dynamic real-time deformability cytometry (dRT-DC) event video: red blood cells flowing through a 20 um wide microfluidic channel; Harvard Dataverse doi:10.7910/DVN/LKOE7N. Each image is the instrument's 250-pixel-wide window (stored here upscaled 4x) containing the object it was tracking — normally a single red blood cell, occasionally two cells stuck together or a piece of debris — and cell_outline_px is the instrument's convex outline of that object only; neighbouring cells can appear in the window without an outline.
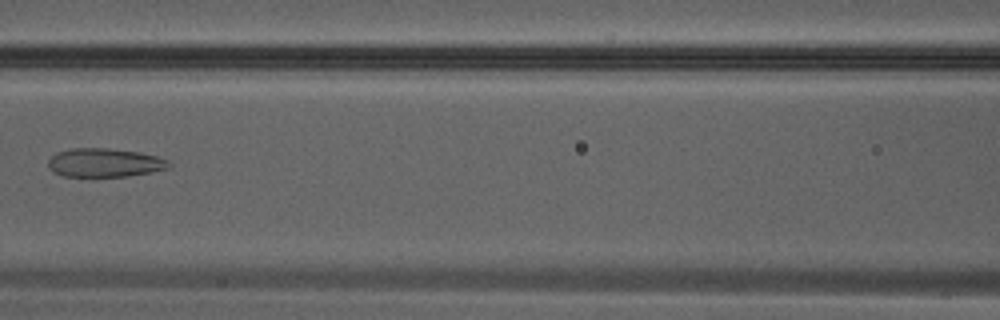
{"species": "Egyptian fruit bat (a non-hibernating species)", "species_latin": "Rousettus aegyptiacus", "temperature_condition": "warm", "stored_images_in_passage": 7, "camera_frame_rate_fps": 3000, "um_per_image_px": 0.085, "animal": {"sex": "male"}, "frame": {"image": 1, "passage_image": 6, "time_ms": 1.667, "image_size_px": [1000, 320], "cell_outline_px": [[168, 168], [152, 172], [128, 176], [64, 176], [48, 168], [48, 160], [56, 152], [72, 148], [104, 148], [136, 152], [156, 156], [168, 160]], "centroid_in_image_um": [8.86, 13.83], "position_along_channel_um": 157.7, "area_um2": 19.88}}